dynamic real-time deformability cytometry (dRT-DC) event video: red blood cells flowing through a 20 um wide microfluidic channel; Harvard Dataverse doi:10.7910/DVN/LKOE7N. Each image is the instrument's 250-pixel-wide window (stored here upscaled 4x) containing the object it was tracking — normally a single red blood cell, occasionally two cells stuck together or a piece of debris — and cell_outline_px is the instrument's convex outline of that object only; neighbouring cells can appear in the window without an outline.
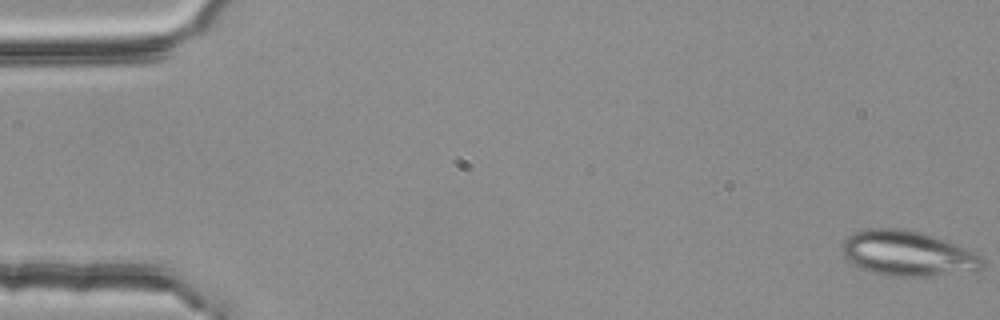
{"species": "common noctule bat (a hibernating species)", "species_latin": "Nyctalus noctula", "temperature_condition": "room temperature", "stored_images_in_passage": 4, "camera_frame_rate_fps": 3000, "um_per_image_px": 0.085, "animal": {"sex": "female", "body_mass_g": 25.1}, "frame": {"image": 1, "passage_image": 1, "time_ms": 0.0, "image_size_px": [1000, 320], "cell_outline_px": [[984, 264], [976, 272], [936, 276], [884, 276], [860, 268], [852, 264], [844, 256], [840, 248], [840, 244], [848, 236], [856, 232], [868, 228], [900, 228], [924, 232], [976, 252], [984, 260]], "centroid_in_image_um": [77.17, 21.56], "position_along_channel_um": 7.8, "area_um2": 37.57}}